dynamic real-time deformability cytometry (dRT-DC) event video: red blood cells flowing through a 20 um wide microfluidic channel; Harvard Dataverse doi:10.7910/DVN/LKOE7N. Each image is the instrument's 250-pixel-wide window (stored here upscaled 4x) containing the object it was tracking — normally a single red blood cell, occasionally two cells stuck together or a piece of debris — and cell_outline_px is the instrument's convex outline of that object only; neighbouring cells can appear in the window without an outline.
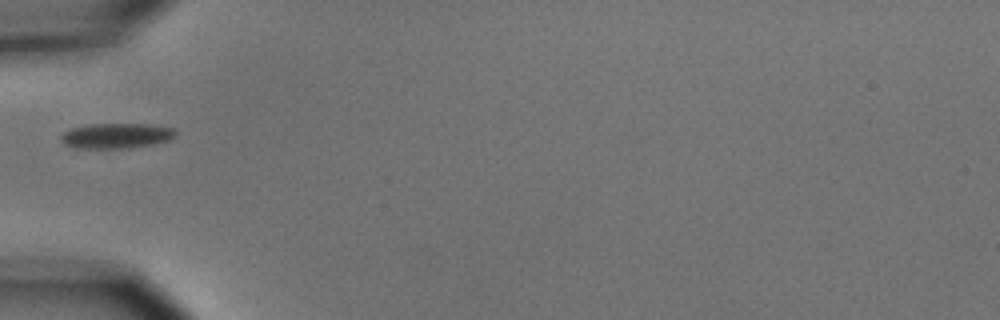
{"species": "common noctule bat (a hibernating species)", "species_latin": "Nyctalus noctula", "temperature_condition": "cold", "stored_images_in_passage": 6, "segment_of_instrument_passage": [2, 2], "camera_frame_rate_fps": 3000, "um_per_image_px": 0.085, "animal": {"sex": "male", "body_mass_g": 15.6}, "frame": {"image": 1, "passage_image": 6, "time_ms": 6.0, "image_size_px": [1000, 320], "cell_outline_px": [[176, 136], [168, 140], [152, 144], [128, 148], [76, 148], [64, 144], [60, 140], [60, 136], [64, 132], [72, 128], [92, 124], [148, 124], [176, 128]], "centroid_in_image_um": [9.9, 11.54], "position_along_channel_um": 75.1, "area_um2": 16.82}}